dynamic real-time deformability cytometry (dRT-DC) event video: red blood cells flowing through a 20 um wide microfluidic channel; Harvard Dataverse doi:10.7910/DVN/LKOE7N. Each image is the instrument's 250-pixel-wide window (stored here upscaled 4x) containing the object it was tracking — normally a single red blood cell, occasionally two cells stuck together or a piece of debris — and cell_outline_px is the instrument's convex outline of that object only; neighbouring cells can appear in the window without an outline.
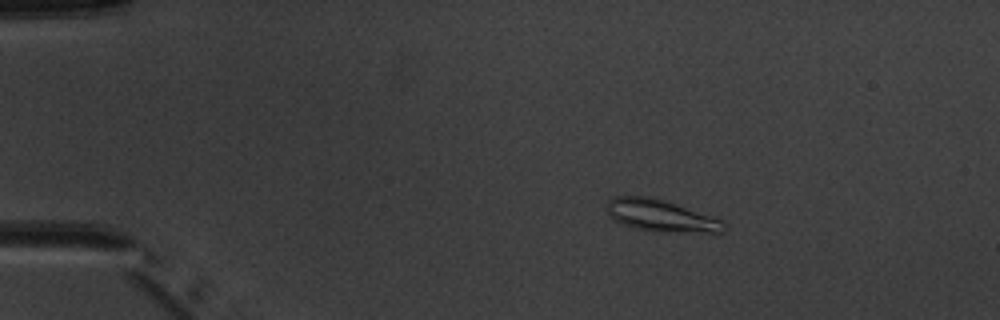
{"species": "common noctule bat (a hibernating species)", "species_latin": "Nyctalus noctula", "temperature_condition": "warm", "stored_images_in_passage": 5, "camera_frame_rate_fps": 3000, "um_per_image_px": 0.085, "animal": {"sex": "male", "body_mass_g": 20.1, "forearm_length_mm": 53.5}, "frame": {"image": 1, "passage_image": 3, "time_ms": 2.333, "image_size_px": [1000, 320], "cell_outline_px": [[728, 228], [724, 232], [656, 232], [636, 228], [624, 224], [608, 216], [608, 200], [616, 196], [648, 196], [664, 200], [724, 220], [728, 224]], "centroid_in_image_um": [56.24, 18.34], "position_along_channel_um": 28.8, "area_um2": 21.79}}